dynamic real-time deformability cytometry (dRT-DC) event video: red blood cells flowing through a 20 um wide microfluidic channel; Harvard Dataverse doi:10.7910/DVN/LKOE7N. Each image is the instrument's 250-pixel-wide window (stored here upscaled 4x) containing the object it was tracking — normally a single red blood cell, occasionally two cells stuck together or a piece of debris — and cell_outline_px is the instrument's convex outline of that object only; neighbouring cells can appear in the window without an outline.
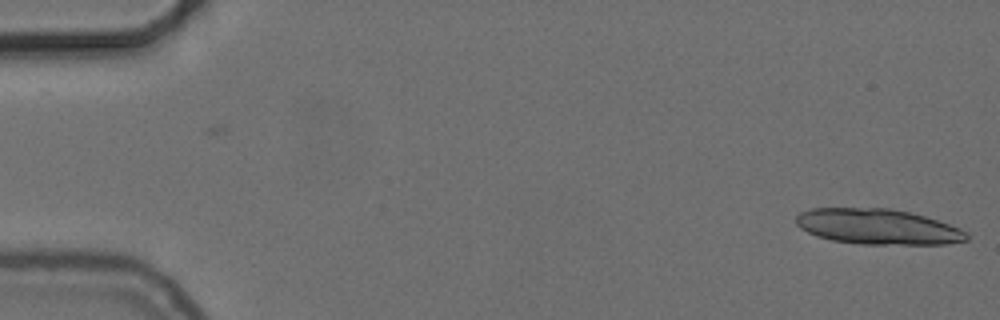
{"species": "common noctule bat (a hibernating species)", "species_latin": "Nyctalus noctula", "temperature_condition": "cold", "stored_images_in_passage": 8, "camera_frame_rate_fps": 3000, "um_per_image_px": 0.085, "animal": {"sex": "female", "body_mass_g": 24.6, "forearm_length_mm": 56.2}, "frame": {"image": 1, "passage_image": 1, "time_ms": 0.0, "image_size_px": [1000, 320], "cell_outline_px": [[968, 240], [944, 244], [860, 244], [832, 240], [816, 236], [800, 228], [796, 224], [796, 216], [800, 212], [812, 208], [892, 208], [924, 216], [960, 228], [968, 232]], "centroid_in_image_um": [74.6, 19.27], "position_along_channel_um": 10.4, "area_um2": 35.2}}